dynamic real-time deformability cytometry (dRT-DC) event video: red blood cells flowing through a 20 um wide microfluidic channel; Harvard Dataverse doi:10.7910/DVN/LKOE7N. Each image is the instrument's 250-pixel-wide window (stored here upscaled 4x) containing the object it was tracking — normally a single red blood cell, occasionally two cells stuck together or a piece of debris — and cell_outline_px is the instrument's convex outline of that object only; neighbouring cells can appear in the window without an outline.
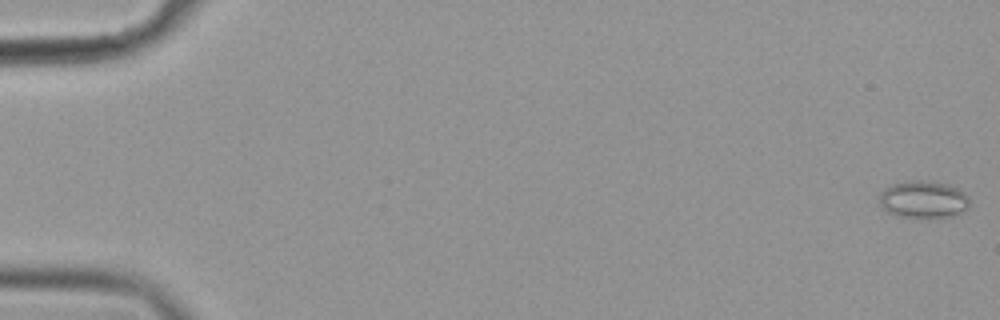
{"species": "common noctule bat (a hibernating species)", "species_latin": "Nyctalus noctula", "temperature_condition": "cold", "stored_images_in_passage": 57, "camera_frame_rate_fps": 3000, "um_per_image_px": 0.085, "animal": {"sex": "female", "body_mass_g": 19.9}, "frame": {"image": 1, "passage_image": 1, "time_ms": 0.0, "image_size_px": [1000, 320], "cell_outline_px": [[968, 208], [952, 216], [896, 216], [888, 212], [880, 204], [880, 192], [884, 188], [892, 184], [912, 180], [920, 180], [944, 184], [960, 188], [968, 196]], "centroid_in_image_um": [78.47, 16.93], "position_along_channel_um": 6.5, "area_um2": 19.19}}
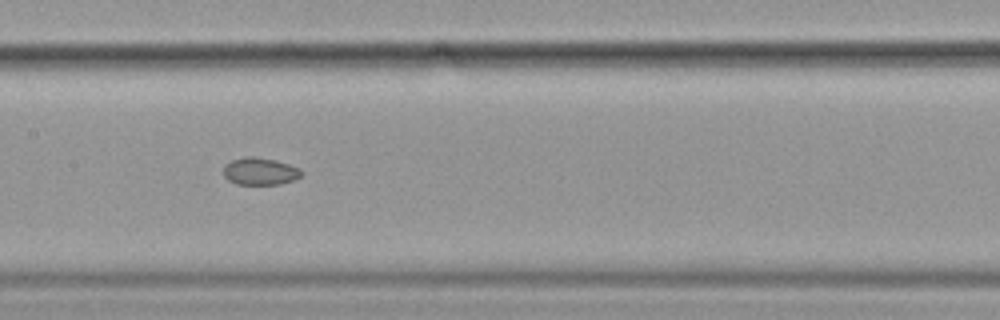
{"frame": {"image": 2, "passage_image": 29, "time_ms": 9.333, "image_size_px": [1000, 320], "cell_outline_px": [[304, 172], [300, 176], [292, 180], [280, 184], [236, 184], [228, 180], [224, 176], [224, 164], [232, 160], [244, 156], [256, 156], [276, 160], [300, 168]], "centroid_in_image_um": [22.09, 14.54], "position_along_channel_um": 185.3, "area_um2": 12.48}}
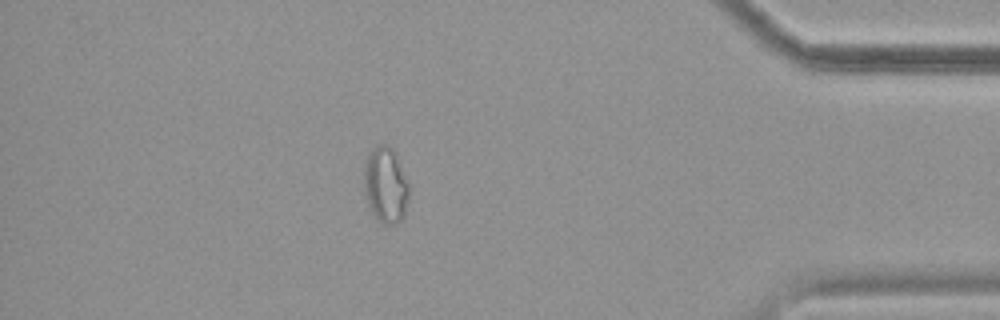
{"frame": {"image": 3, "passage_image": 50, "time_ms": 16.333, "image_size_px": [1000, 320], "cell_outline_px": [[408, 200], [404, 216], [396, 224], [384, 224], [368, 208], [364, 188], [364, 168], [368, 156], [372, 148], [380, 144], [388, 144], [392, 148], [396, 156], [408, 184]], "centroid_in_image_um": [32.76, 15.74], "position_along_channel_um": 402.4, "area_um2": 19.65}, "authors_computed_cell_mechanics": {"area_um2": 15.2592, "velocity_mm_per_s": 3.6074, "shape_relaxation_time_tau1_ms": null, "shape_relaxation_time_tau2_ms": 10.5253, "deformation_change_tau1": null, "deformation_change_tau2": 0.1161}}